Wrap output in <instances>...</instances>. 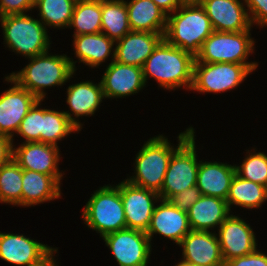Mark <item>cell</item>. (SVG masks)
Wrapping results in <instances>:
<instances>
[{
	"mask_svg": "<svg viewBox=\"0 0 267 266\" xmlns=\"http://www.w3.org/2000/svg\"><path fill=\"white\" fill-rule=\"evenodd\" d=\"M174 266H192V265H187V264H184V263H177Z\"/></svg>",
	"mask_w": 267,
	"mask_h": 266,
	"instance_id": "43",
	"label": "cell"
},
{
	"mask_svg": "<svg viewBox=\"0 0 267 266\" xmlns=\"http://www.w3.org/2000/svg\"><path fill=\"white\" fill-rule=\"evenodd\" d=\"M13 158L12 138L0 135V167Z\"/></svg>",
	"mask_w": 267,
	"mask_h": 266,
	"instance_id": "39",
	"label": "cell"
},
{
	"mask_svg": "<svg viewBox=\"0 0 267 266\" xmlns=\"http://www.w3.org/2000/svg\"><path fill=\"white\" fill-rule=\"evenodd\" d=\"M202 196L199 188L195 185L173 195L169 201L178 209L188 212L190 207Z\"/></svg>",
	"mask_w": 267,
	"mask_h": 266,
	"instance_id": "37",
	"label": "cell"
},
{
	"mask_svg": "<svg viewBox=\"0 0 267 266\" xmlns=\"http://www.w3.org/2000/svg\"><path fill=\"white\" fill-rule=\"evenodd\" d=\"M225 261L252 253L258 248L256 233L239 215L231 213L216 230Z\"/></svg>",
	"mask_w": 267,
	"mask_h": 266,
	"instance_id": "12",
	"label": "cell"
},
{
	"mask_svg": "<svg viewBox=\"0 0 267 266\" xmlns=\"http://www.w3.org/2000/svg\"><path fill=\"white\" fill-rule=\"evenodd\" d=\"M153 210L149 227L146 231L150 241L159 234L165 239L179 245L182 239L191 231L188 215L176 208L169 200H159Z\"/></svg>",
	"mask_w": 267,
	"mask_h": 266,
	"instance_id": "19",
	"label": "cell"
},
{
	"mask_svg": "<svg viewBox=\"0 0 267 266\" xmlns=\"http://www.w3.org/2000/svg\"><path fill=\"white\" fill-rule=\"evenodd\" d=\"M226 201L230 211L233 205L243 209L258 210L267 201V187L235 174Z\"/></svg>",
	"mask_w": 267,
	"mask_h": 266,
	"instance_id": "27",
	"label": "cell"
},
{
	"mask_svg": "<svg viewBox=\"0 0 267 266\" xmlns=\"http://www.w3.org/2000/svg\"><path fill=\"white\" fill-rule=\"evenodd\" d=\"M251 25L267 27V0H244Z\"/></svg>",
	"mask_w": 267,
	"mask_h": 266,
	"instance_id": "35",
	"label": "cell"
},
{
	"mask_svg": "<svg viewBox=\"0 0 267 266\" xmlns=\"http://www.w3.org/2000/svg\"><path fill=\"white\" fill-rule=\"evenodd\" d=\"M194 132L171 156L159 193L162 200L196 185L200 160Z\"/></svg>",
	"mask_w": 267,
	"mask_h": 266,
	"instance_id": "9",
	"label": "cell"
},
{
	"mask_svg": "<svg viewBox=\"0 0 267 266\" xmlns=\"http://www.w3.org/2000/svg\"><path fill=\"white\" fill-rule=\"evenodd\" d=\"M57 253L58 247H54L42 260L28 266H59V262H57V259H54L55 256L57 257V255H55Z\"/></svg>",
	"mask_w": 267,
	"mask_h": 266,
	"instance_id": "41",
	"label": "cell"
},
{
	"mask_svg": "<svg viewBox=\"0 0 267 266\" xmlns=\"http://www.w3.org/2000/svg\"><path fill=\"white\" fill-rule=\"evenodd\" d=\"M101 32L115 42L131 31L125 0H101Z\"/></svg>",
	"mask_w": 267,
	"mask_h": 266,
	"instance_id": "28",
	"label": "cell"
},
{
	"mask_svg": "<svg viewBox=\"0 0 267 266\" xmlns=\"http://www.w3.org/2000/svg\"><path fill=\"white\" fill-rule=\"evenodd\" d=\"M34 10V0H0V17L27 14Z\"/></svg>",
	"mask_w": 267,
	"mask_h": 266,
	"instance_id": "36",
	"label": "cell"
},
{
	"mask_svg": "<svg viewBox=\"0 0 267 266\" xmlns=\"http://www.w3.org/2000/svg\"><path fill=\"white\" fill-rule=\"evenodd\" d=\"M245 158L241 165H236V174L245 180L267 187V154L256 152V148L245 150Z\"/></svg>",
	"mask_w": 267,
	"mask_h": 266,
	"instance_id": "33",
	"label": "cell"
},
{
	"mask_svg": "<svg viewBox=\"0 0 267 266\" xmlns=\"http://www.w3.org/2000/svg\"><path fill=\"white\" fill-rule=\"evenodd\" d=\"M213 31L210 19L200 4H182L167 16L164 39L196 56Z\"/></svg>",
	"mask_w": 267,
	"mask_h": 266,
	"instance_id": "4",
	"label": "cell"
},
{
	"mask_svg": "<svg viewBox=\"0 0 267 266\" xmlns=\"http://www.w3.org/2000/svg\"><path fill=\"white\" fill-rule=\"evenodd\" d=\"M182 258L178 263L192 266H224L216 231L191 230L178 245Z\"/></svg>",
	"mask_w": 267,
	"mask_h": 266,
	"instance_id": "14",
	"label": "cell"
},
{
	"mask_svg": "<svg viewBox=\"0 0 267 266\" xmlns=\"http://www.w3.org/2000/svg\"><path fill=\"white\" fill-rule=\"evenodd\" d=\"M94 80H85L78 83L69 84L66 88V103L69 110H63L69 120L81 131L83 123L79 117L94 116L105 100L101 82L95 83Z\"/></svg>",
	"mask_w": 267,
	"mask_h": 266,
	"instance_id": "17",
	"label": "cell"
},
{
	"mask_svg": "<svg viewBox=\"0 0 267 266\" xmlns=\"http://www.w3.org/2000/svg\"><path fill=\"white\" fill-rule=\"evenodd\" d=\"M85 204L81 218L86 227L98 233L100 237L127 228L120 182L99 187Z\"/></svg>",
	"mask_w": 267,
	"mask_h": 266,
	"instance_id": "6",
	"label": "cell"
},
{
	"mask_svg": "<svg viewBox=\"0 0 267 266\" xmlns=\"http://www.w3.org/2000/svg\"><path fill=\"white\" fill-rule=\"evenodd\" d=\"M4 79L10 87L0 95V135L12 138L14 145L21 121L38 99L8 75Z\"/></svg>",
	"mask_w": 267,
	"mask_h": 266,
	"instance_id": "11",
	"label": "cell"
},
{
	"mask_svg": "<svg viewBox=\"0 0 267 266\" xmlns=\"http://www.w3.org/2000/svg\"><path fill=\"white\" fill-rule=\"evenodd\" d=\"M224 266H267V254L257 248L245 256L225 261Z\"/></svg>",
	"mask_w": 267,
	"mask_h": 266,
	"instance_id": "38",
	"label": "cell"
},
{
	"mask_svg": "<svg viewBox=\"0 0 267 266\" xmlns=\"http://www.w3.org/2000/svg\"><path fill=\"white\" fill-rule=\"evenodd\" d=\"M167 16L175 12L183 2L181 0H152Z\"/></svg>",
	"mask_w": 267,
	"mask_h": 266,
	"instance_id": "40",
	"label": "cell"
},
{
	"mask_svg": "<svg viewBox=\"0 0 267 266\" xmlns=\"http://www.w3.org/2000/svg\"><path fill=\"white\" fill-rule=\"evenodd\" d=\"M42 102L38 99L29 109L27 115L21 121L17 135L25 142H40V132H42Z\"/></svg>",
	"mask_w": 267,
	"mask_h": 266,
	"instance_id": "34",
	"label": "cell"
},
{
	"mask_svg": "<svg viewBox=\"0 0 267 266\" xmlns=\"http://www.w3.org/2000/svg\"><path fill=\"white\" fill-rule=\"evenodd\" d=\"M195 132L192 126L177 136L178 144L174 145L164 134L150 137L144 142L136 154L134 162V173L128 176L129 183L154 191L161 192L165 174L172 154ZM173 144V145H172ZM135 174V175H134Z\"/></svg>",
	"mask_w": 267,
	"mask_h": 266,
	"instance_id": "1",
	"label": "cell"
},
{
	"mask_svg": "<svg viewBox=\"0 0 267 266\" xmlns=\"http://www.w3.org/2000/svg\"><path fill=\"white\" fill-rule=\"evenodd\" d=\"M53 248L24 234L0 231V259L13 265L37 263Z\"/></svg>",
	"mask_w": 267,
	"mask_h": 266,
	"instance_id": "20",
	"label": "cell"
},
{
	"mask_svg": "<svg viewBox=\"0 0 267 266\" xmlns=\"http://www.w3.org/2000/svg\"><path fill=\"white\" fill-rule=\"evenodd\" d=\"M115 41L110 39L104 33L83 34L73 36L72 47L75 61L72 56L70 59L71 66L76 72V63H83L89 68H99L102 63L111 58L115 59ZM110 57V58H109Z\"/></svg>",
	"mask_w": 267,
	"mask_h": 266,
	"instance_id": "21",
	"label": "cell"
},
{
	"mask_svg": "<svg viewBox=\"0 0 267 266\" xmlns=\"http://www.w3.org/2000/svg\"><path fill=\"white\" fill-rule=\"evenodd\" d=\"M0 203L22 207V168L13 158L0 167Z\"/></svg>",
	"mask_w": 267,
	"mask_h": 266,
	"instance_id": "32",
	"label": "cell"
},
{
	"mask_svg": "<svg viewBox=\"0 0 267 266\" xmlns=\"http://www.w3.org/2000/svg\"><path fill=\"white\" fill-rule=\"evenodd\" d=\"M131 31L165 33L167 15L152 0H125Z\"/></svg>",
	"mask_w": 267,
	"mask_h": 266,
	"instance_id": "26",
	"label": "cell"
},
{
	"mask_svg": "<svg viewBox=\"0 0 267 266\" xmlns=\"http://www.w3.org/2000/svg\"><path fill=\"white\" fill-rule=\"evenodd\" d=\"M120 194L127 228L146 232L154 207L159 203V194L135 186L125 179L120 182Z\"/></svg>",
	"mask_w": 267,
	"mask_h": 266,
	"instance_id": "13",
	"label": "cell"
},
{
	"mask_svg": "<svg viewBox=\"0 0 267 266\" xmlns=\"http://www.w3.org/2000/svg\"><path fill=\"white\" fill-rule=\"evenodd\" d=\"M165 33L130 31L115 42V61L141 67L164 39Z\"/></svg>",
	"mask_w": 267,
	"mask_h": 266,
	"instance_id": "22",
	"label": "cell"
},
{
	"mask_svg": "<svg viewBox=\"0 0 267 266\" xmlns=\"http://www.w3.org/2000/svg\"><path fill=\"white\" fill-rule=\"evenodd\" d=\"M235 174V164L200 160L196 186L202 195L226 200Z\"/></svg>",
	"mask_w": 267,
	"mask_h": 266,
	"instance_id": "24",
	"label": "cell"
},
{
	"mask_svg": "<svg viewBox=\"0 0 267 266\" xmlns=\"http://www.w3.org/2000/svg\"><path fill=\"white\" fill-rule=\"evenodd\" d=\"M102 239L119 266H148L153 245L146 232L126 228Z\"/></svg>",
	"mask_w": 267,
	"mask_h": 266,
	"instance_id": "10",
	"label": "cell"
},
{
	"mask_svg": "<svg viewBox=\"0 0 267 266\" xmlns=\"http://www.w3.org/2000/svg\"><path fill=\"white\" fill-rule=\"evenodd\" d=\"M75 4V0H34V10L46 28L60 30L69 27Z\"/></svg>",
	"mask_w": 267,
	"mask_h": 266,
	"instance_id": "30",
	"label": "cell"
},
{
	"mask_svg": "<svg viewBox=\"0 0 267 266\" xmlns=\"http://www.w3.org/2000/svg\"><path fill=\"white\" fill-rule=\"evenodd\" d=\"M59 146L41 142H21L13 145V159L23 170H32L46 175H65L59 168ZM63 172V173H62Z\"/></svg>",
	"mask_w": 267,
	"mask_h": 266,
	"instance_id": "16",
	"label": "cell"
},
{
	"mask_svg": "<svg viewBox=\"0 0 267 266\" xmlns=\"http://www.w3.org/2000/svg\"><path fill=\"white\" fill-rule=\"evenodd\" d=\"M80 130L69 120L62 111L42 107V132L40 142L58 146L60 141Z\"/></svg>",
	"mask_w": 267,
	"mask_h": 266,
	"instance_id": "29",
	"label": "cell"
},
{
	"mask_svg": "<svg viewBox=\"0 0 267 266\" xmlns=\"http://www.w3.org/2000/svg\"><path fill=\"white\" fill-rule=\"evenodd\" d=\"M213 30L220 32H242L252 30L244 0H203Z\"/></svg>",
	"mask_w": 267,
	"mask_h": 266,
	"instance_id": "18",
	"label": "cell"
},
{
	"mask_svg": "<svg viewBox=\"0 0 267 266\" xmlns=\"http://www.w3.org/2000/svg\"><path fill=\"white\" fill-rule=\"evenodd\" d=\"M49 52L28 58L29 62L24 68L8 75L40 100L47 97L45 89L56 86L61 88L76 74L71 66L70 56Z\"/></svg>",
	"mask_w": 267,
	"mask_h": 266,
	"instance_id": "3",
	"label": "cell"
},
{
	"mask_svg": "<svg viewBox=\"0 0 267 266\" xmlns=\"http://www.w3.org/2000/svg\"><path fill=\"white\" fill-rule=\"evenodd\" d=\"M195 56L169 44L163 39L142 66L143 78L157 81L165 90L191 89Z\"/></svg>",
	"mask_w": 267,
	"mask_h": 266,
	"instance_id": "2",
	"label": "cell"
},
{
	"mask_svg": "<svg viewBox=\"0 0 267 266\" xmlns=\"http://www.w3.org/2000/svg\"><path fill=\"white\" fill-rule=\"evenodd\" d=\"M100 80L105 99L126 98L145 89L141 67L111 61Z\"/></svg>",
	"mask_w": 267,
	"mask_h": 266,
	"instance_id": "15",
	"label": "cell"
},
{
	"mask_svg": "<svg viewBox=\"0 0 267 266\" xmlns=\"http://www.w3.org/2000/svg\"><path fill=\"white\" fill-rule=\"evenodd\" d=\"M251 30L242 32L213 33L203 42L200 52L195 56V62L221 63L229 62L244 65H258L249 61V56L255 52L256 41L251 36Z\"/></svg>",
	"mask_w": 267,
	"mask_h": 266,
	"instance_id": "7",
	"label": "cell"
},
{
	"mask_svg": "<svg viewBox=\"0 0 267 266\" xmlns=\"http://www.w3.org/2000/svg\"><path fill=\"white\" fill-rule=\"evenodd\" d=\"M3 44L15 54L25 59L43 54L51 49V37L48 29L38 19L29 14L0 17Z\"/></svg>",
	"mask_w": 267,
	"mask_h": 266,
	"instance_id": "5",
	"label": "cell"
},
{
	"mask_svg": "<svg viewBox=\"0 0 267 266\" xmlns=\"http://www.w3.org/2000/svg\"><path fill=\"white\" fill-rule=\"evenodd\" d=\"M63 177L22 169V207H33L61 199Z\"/></svg>",
	"mask_w": 267,
	"mask_h": 266,
	"instance_id": "23",
	"label": "cell"
},
{
	"mask_svg": "<svg viewBox=\"0 0 267 266\" xmlns=\"http://www.w3.org/2000/svg\"><path fill=\"white\" fill-rule=\"evenodd\" d=\"M101 0L77 1L68 28L73 36L101 33Z\"/></svg>",
	"mask_w": 267,
	"mask_h": 266,
	"instance_id": "31",
	"label": "cell"
},
{
	"mask_svg": "<svg viewBox=\"0 0 267 266\" xmlns=\"http://www.w3.org/2000/svg\"><path fill=\"white\" fill-rule=\"evenodd\" d=\"M183 4H200L203 0H181Z\"/></svg>",
	"mask_w": 267,
	"mask_h": 266,
	"instance_id": "42",
	"label": "cell"
},
{
	"mask_svg": "<svg viewBox=\"0 0 267 266\" xmlns=\"http://www.w3.org/2000/svg\"><path fill=\"white\" fill-rule=\"evenodd\" d=\"M231 213L225 199L202 195L190 207L187 215L191 230L214 232Z\"/></svg>",
	"mask_w": 267,
	"mask_h": 266,
	"instance_id": "25",
	"label": "cell"
},
{
	"mask_svg": "<svg viewBox=\"0 0 267 266\" xmlns=\"http://www.w3.org/2000/svg\"><path fill=\"white\" fill-rule=\"evenodd\" d=\"M259 65H244L229 62H195L193 83L190 91L197 93H225L240 86Z\"/></svg>",
	"mask_w": 267,
	"mask_h": 266,
	"instance_id": "8",
	"label": "cell"
}]
</instances>
